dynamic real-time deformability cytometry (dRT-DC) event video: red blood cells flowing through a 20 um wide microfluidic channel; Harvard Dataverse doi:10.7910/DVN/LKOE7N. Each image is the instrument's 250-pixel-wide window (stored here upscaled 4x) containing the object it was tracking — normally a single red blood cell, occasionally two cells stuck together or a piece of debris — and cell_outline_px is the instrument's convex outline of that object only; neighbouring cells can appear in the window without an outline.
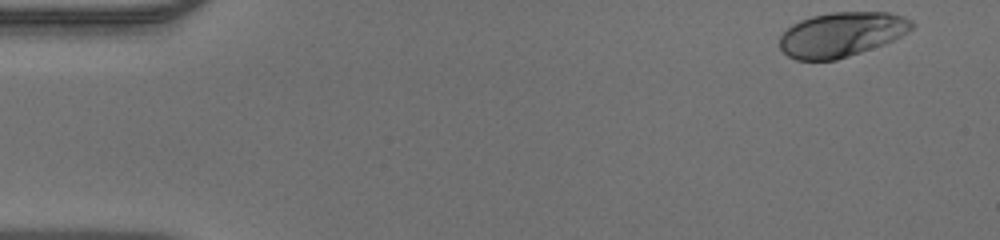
{"species": "human", "species_latin": "Homo sapiens", "temperature_condition": "warm", "stored_images_in_passage": 47, "camera_frame_rate_fps": 3000, "um_per_image_px": 0.085, "donor": {"sex": "male"}, "frame": {"image": 1, "passage_image": 1, "time_ms": 0.0, "image_size_px": [1000, 240], "cell_outline_px": [[916, 24], [908, 32], [884, 44], [836, 60], [796, 60], [788, 56], [780, 48], [780, 36], [792, 24], [800, 20], [812, 16], [832, 12], [888, 12], [904, 16], [912, 20]], "centroid_in_image_um": [71.54, 2.92], "position_along_channel_um": 13.5, "area_um2": 34.33}}
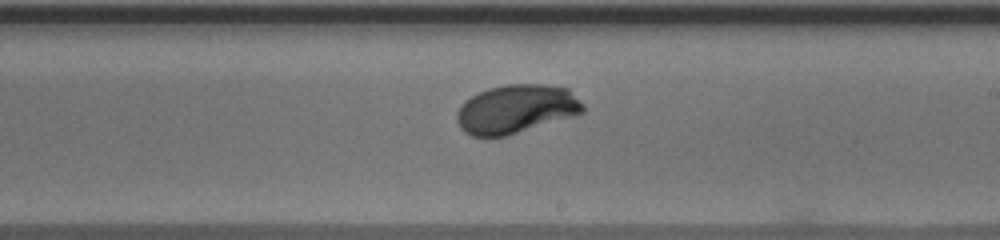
{"frame": {"image": 2, "passage_image": 27, "time_ms": 8.667, "image_size_px": [1000, 240], "cell_outline_px": [[584, 112], [576, 116], [504, 136], [472, 136], [464, 132], [460, 128], [456, 120], [456, 112], [464, 100], [488, 88], [504, 84], [544, 84], [568, 88], [584, 104]], "centroid_in_image_um": [43.88, 9.26], "position_along_channel_um": 245.1, "area_um2": 36.01}}
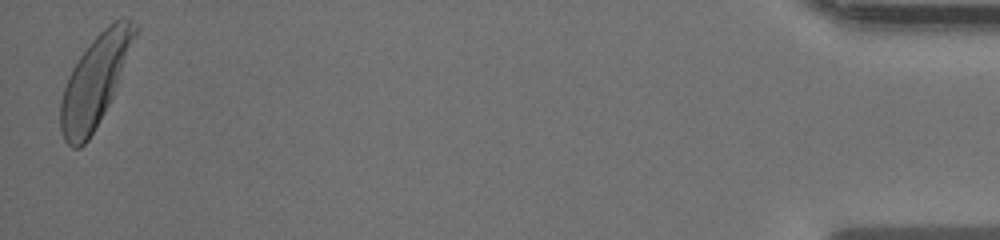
{"frame": {"image": 3, "passage_image": 47, "time_ms": 15.333, "image_size_px": [1000, 240], "cell_outline_px": [[140, 28], [112, 96], [104, 112], [88, 140], [80, 148], [72, 148], [64, 140], [60, 128], [60, 100], [68, 76], [72, 68], [80, 56], [92, 40], [108, 24], [124, 16], [140, 24]], "centroid_in_image_um": [8.09, 6.84], "position_along_channel_um": 427.1, "area_um2": 38.96}}